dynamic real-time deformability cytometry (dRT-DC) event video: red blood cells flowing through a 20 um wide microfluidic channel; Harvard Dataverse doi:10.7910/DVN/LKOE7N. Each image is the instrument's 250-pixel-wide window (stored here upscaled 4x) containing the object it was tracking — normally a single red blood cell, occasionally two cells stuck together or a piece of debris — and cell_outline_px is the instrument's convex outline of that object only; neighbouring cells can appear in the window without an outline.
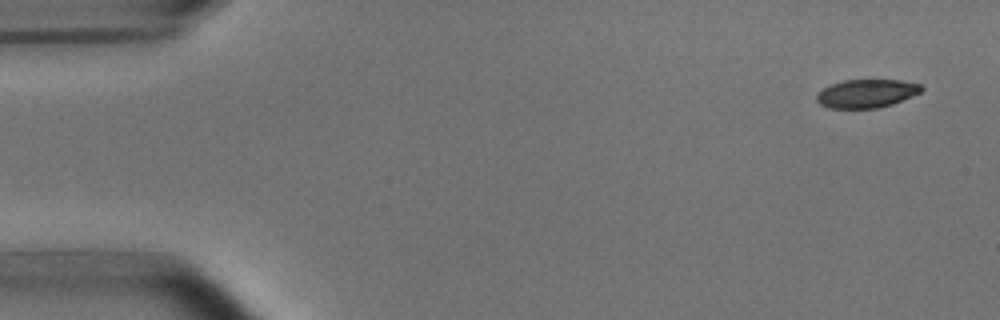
{"species": "common noctule bat (a hibernating species)", "species_latin": "Nyctalus noctula", "temperature_condition": "room temperature", "stored_images_in_passage": 7, "camera_frame_rate_fps": 3000, "um_per_image_px": 0.085, "animal": {"sex": "male", "body_mass_g": 15.6}, "frame": {"image": 1, "passage_image": 1, "time_ms": 0.0, "image_size_px": [1000, 320], "cell_outline_px": [[924, 88], [920, 92], [912, 96], [892, 104], [876, 108], [828, 108], [820, 104], [816, 100], [816, 92], [832, 84], [844, 80], [900, 80], [920, 84]], "centroid_in_image_um": [73.63, 7.95], "position_along_channel_um": 11.4, "area_um2": 17.28}}
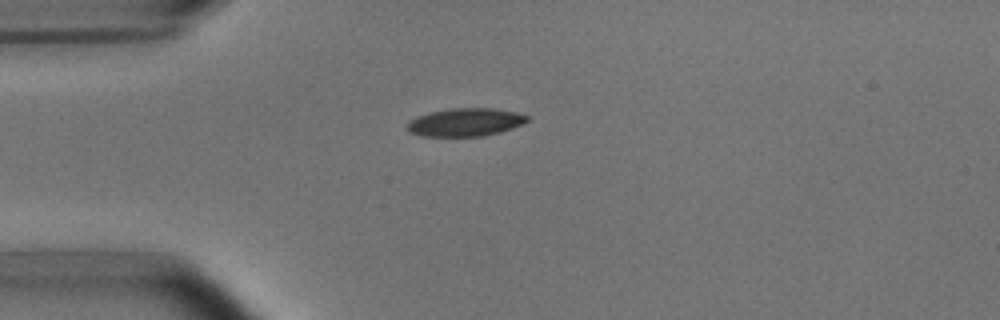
{"frame": {"image": 2, "passage_image": 4, "time_ms": 3.667, "image_size_px": [1000, 320], "cell_outline_px": [[528, 120], [512, 128], [500, 132], [484, 136], [424, 136], [408, 132], [408, 120], [416, 116], [432, 112], [452, 108], [492, 108], [516, 112], [528, 116]], "centroid_in_image_um": [39.53, 10.39], "position_along_channel_um": 45.5, "area_um2": 19.48}}
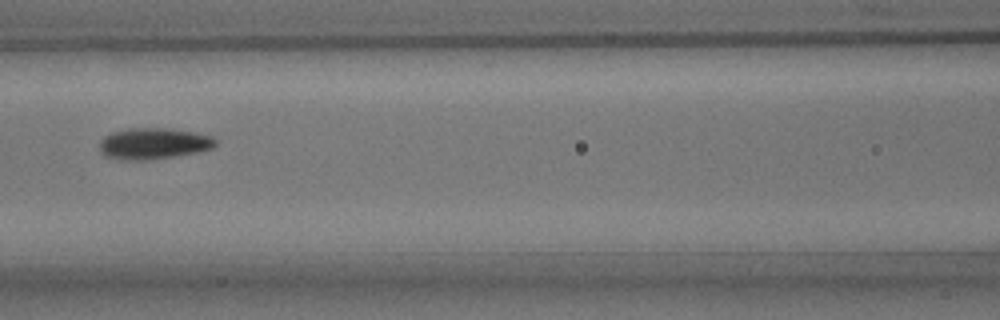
{"frame": {"image": 3, "passage_image": 7, "time_ms": 7.0, "image_size_px": [1000, 320], "cell_outline_px": [[216, 144], [212, 148], [196, 152], [172, 156], [140, 160], [136, 160], [104, 156], [100, 152], [100, 140], [104, 136], [112, 132], [128, 128], [172, 128], [212, 136], [216, 140]], "centroid_in_image_um": [13.03, 12.18], "position_along_channel_um": 153.6, "area_um2": 20.81}}